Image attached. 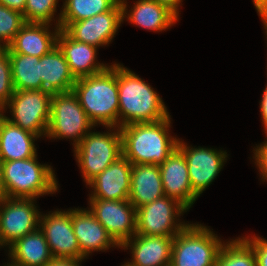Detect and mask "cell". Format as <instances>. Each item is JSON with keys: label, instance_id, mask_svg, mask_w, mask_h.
Here are the masks:
<instances>
[{"label": "cell", "instance_id": "23", "mask_svg": "<svg viewBox=\"0 0 267 266\" xmlns=\"http://www.w3.org/2000/svg\"><path fill=\"white\" fill-rule=\"evenodd\" d=\"M163 196L159 165L132 164L130 203L138 208Z\"/></svg>", "mask_w": 267, "mask_h": 266}, {"label": "cell", "instance_id": "13", "mask_svg": "<svg viewBox=\"0 0 267 266\" xmlns=\"http://www.w3.org/2000/svg\"><path fill=\"white\" fill-rule=\"evenodd\" d=\"M177 147L183 152L188 166L193 193L199 197L216 179L228 157L226 151L204 147H190L178 140Z\"/></svg>", "mask_w": 267, "mask_h": 266}, {"label": "cell", "instance_id": "21", "mask_svg": "<svg viewBox=\"0 0 267 266\" xmlns=\"http://www.w3.org/2000/svg\"><path fill=\"white\" fill-rule=\"evenodd\" d=\"M120 3L122 5L123 22L126 18L131 24L133 23V25L135 24L143 29L162 32L179 21L174 12L154 0H138L129 12L127 11V1L120 0Z\"/></svg>", "mask_w": 267, "mask_h": 266}, {"label": "cell", "instance_id": "25", "mask_svg": "<svg viewBox=\"0 0 267 266\" xmlns=\"http://www.w3.org/2000/svg\"><path fill=\"white\" fill-rule=\"evenodd\" d=\"M8 251L11 264L16 266H46L53 259L40 228L16 240Z\"/></svg>", "mask_w": 267, "mask_h": 266}, {"label": "cell", "instance_id": "15", "mask_svg": "<svg viewBox=\"0 0 267 266\" xmlns=\"http://www.w3.org/2000/svg\"><path fill=\"white\" fill-rule=\"evenodd\" d=\"M132 163L123 155L94 177L88 184L89 199L129 200Z\"/></svg>", "mask_w": 267, "mask_h": 266}, {"label": "cell", "instance_id": "12", "mask_svg": "<svg viewBox=\"0 0 267 266\" xmlns=\"http://www.w3.org/2000/svg\"><path fill=\"white\" fill-rule=\"evenodd\" d=\"M39 228L46 238L53 258L85 259L74 234L72 209L55 210L41 215Z\"/></svg>", "mask_w": 267, "mask_h": 266}, {"label": "cell", "instance_id": "27", "mask_svg": "<svg viewBox=\"0 0 267 266\" xmlns=\"http://www.w3.org/2000/svg\"><path fill=\"white\" fill-rule=\"evenodd\" d=\"M120 0H65L56 27L65 29L71 22L88 19L111 10Z\"/></svg>", "mask_w": 267, "mask_h": 266}, {"label": "cell", "instance_id": "6", "mask_svg": "<svg viewBox=\"0 0 267 266\" xmlns=\"http://www.w3.org/2000/svg\"><path fill=\"white\" fill-rule=\"evenodd\" d=\"M105 128L109 130L103 133L89 131L74 147V155L86 184L123 155L120 127Z\"/></svg>", "mask_w": 267, "mask_h": 266}, {"label": "cell", "instance_id": "30", "mask_svg": "<svg viewBox=\"0 0 267 266\" xmlns=\"http://www.w3.org/2000/svg\"><path fill=\"white\" fill-rule=\"evenodd\" d=\"M59 0H27L23 17L28 23L51 24Z\"/></svg>", "mask_w": 267, "mask_h": 266}, {"label": "cell", "instance_id": "31", "mask_svg": "<svg viewBox=\"0 0 267 266\" xmlns=\"http://www.w3.org/2000/svg\"><path fill=\"white\" fill-rule=\"evenodd\" d=\"M11 62L6 48H0V108L10 101L14 93Z\"/></svg>", "mask_w": 267, "mask_h": 266}, {"label": "cell", "instance_id": "2", "mask_svg": "<svg viewBox=\"0 0 267 266\" xmlns=\"http://www.w3.org/2000/svg\"><path fill=\"white\" fill-rule=\"evenodd\" d=\"M171 116L157 121L120 127L123 156L132 164H162L177 147L179 138L169 132Z\"/></svg>", "mask_w": 267, "mask_h": 266}, {"label": "cell", "instance_id": "29", "mask_svg": "<svg viewBox=\"0 0 267 266\" xmlns=\"http://www.w3.org/2000/svg\"><path fill=\"white\" fill-rule=\"evenodd\" d=\"M25 23L23 14L0 4V48H6Z\"/></svg>", "mask_w": 267, "mask_h": 266}, {"label": "cell", "instance_id": "22", "mask_svg": "<svg viewBox=\"0 0 267 266\" xmlns=\"http://www.w3.org/2000/svg\"><path fill=\"white\" fill-rule=\"evenodd\" d=\"M39 136L0 116V162L28 159L37 155L34 145Z\"/></svg>", "mask_w": 267, "mask_h": 266}, {"label": "cell", "instance_id": "14", "mask_svg": "<svg viewBox=\"0 0 267 266\" xmlns=\"http://www.w3.org/2000/svg\"><path fill=\"white\" fill-rule=\"evenodd\" d=\"M120 1L109 11L88 19L71 22L64 31L74 40L99 48L108 45L116 35L122 18Z\"/></svg>", "mask_w": 267, "mask_h": 266}, {"label": "cell", "instance_id": "7", "mask_svg": "<svg viewBox=\"0 0 267 266\" xmlns=\"http://www.w3.org/2000/svg\"><path fill=\"white\" fill-rule=\"evenodd\" d=\"M95 125L80 105L73 91L52 93L50 101V122L46 137L68 138L77 146Z\"/></svg>", "mask_w": 267, "mask_h": 266}, {"label": "cell", "instance_id": "37", "mask_svg": "<svg viewBox=\"0 0 267 266\" xmlns=\"http://www.w3.org/2000/svg\"><path fill=\"white\" fill-rule=\"evenodd\" d=\"M253 4L261 20H267V0H253Z\"/></svg>", "mask_w": 267, "mask_h": 266}, {"label": "cell", "instance_id": "17", "mask_svg": "<svg viewBox=\"0 0 267 266\" xmlns=\"http://www.w3.org/2000/svg\"><path fill=\"white\" fill-rule=\"evenodd\" d=\"M72 226L84 258L94 251H107L115 246L120 248L89 208L72 209Z\"/></svg>", "mask_w": 267, "mask_h": 266}, {"label": "cell", "instance_id": "11", "mask_svg": "<svg viewBox=\"0 0 267 266\" xmlns=\"http://www.w3.org/2000/svg\"><path fill=\"white\" fill-rule=\"evenodd\" d=\"M89 210L121 247L136 234V208L129 200L89 199Z\"/></svg>", "mask_w": 267, "mask_h": 266}, {"label": "cell", "instance_id": "36", "mask_svg": "<svg viewBox=\"0 0 267 266\" xmlns=\"http://www.w3.org/2000/svg\"><path fill=\"white\" fill-rule=\"evenodd\" d=\"M263 92L264 93L262 94V100L259 103H260L261 119L267 136V85Z\"/></svg>", "mask_w": 267, "mask_h": 266}, {"label": "cell", "instance_id": "24", "mask_svg": "<svg viewBox=\"0 0 267 266\" xmlns=\"http://www.w3.org/2000/svg\"><path fill=\"white\" fill-rule=\"evenodd\" d=\"M40 77L42 90L51 93L72 91L76 82L58 46L40 57Z\"/></svg>", "mask_w": 267, "mask_h": 266}, {"label": "cell", "instance_id": "4", "mask_svg": "<svg viewBox=\"0 0 267 266\" xmlns=\"http://www.w3.org/2000/svg\"><path fill=\"white\" fill-rule=\"evenodd\" d=\"M37 155L0 162L6 194L10 198L36 199L58 190V181L50 165L40 164Z\"/></svg>", "mask_w": 267, "mask_h": 266}, {"label": "cell", "instance_id": "3", "mask_svg": "<svg viewBox=\"0 0 267 266\" xmlns=\"http://www.w3.org/2000/svg\"><path fill=\"white\" fill-rule=\"evenodd\" d=\"M72 91L95 126L118 127L117 70L112 65L100 73L76 79Z\"/></svg>", "mask_w": 267, "mask_h": 266}, {"label": "cell", "instance_id": "28", "mask_svg": "<svg viewBox=\"0 0 267 266\" xmlns=\"http://www.w3.org/2000/svg\"><path fill=\"white\" fill-rule=\"evenodd\" d=\"M215 266H257L251 245L242 237L224 242Z\"/></svg>", "mask_w": 267, "mask_h": 266}, {"label": "cell", "instance_id": "1", "mask_svg": "<svg viewBox=\"0 0 267 266\" xmlns=\"http://www.w3.org/2000/svg\"><path fill=\"white\" fill-rule=\"evenodd\" d=\"M117 70L119 99L118 127L133 123L157 122L170 116L162 98L142 78L124 65Z\"/></svg>", "mask_w": 267, "mask_h": 266}, {"label": "cell", "instance_id": "5", "mask_svg": "<svg viewBox=\"0 0 267 266\" xmlns=\"http://www.w3.org/2000/svg\"><path fill=\"white\" fill-rule=\"evenodd\" d=\"M224 242L203 224H188L173 239L170 266H215Z\"/></svg>", "mask_w": 267, "mask_h": 266}, {"label": "cell", "instance_id": "18", "mask_svg": "<svg viewBox=\"0 0 267 266\" xmlns=\"http://www.w3.org/2000/svg\"><path fill=\"white\" fill-rule=\"evenodd\" d=\"M174 237L135 234L120 248L131 249V262L125 266H170ZM130 247V248H128Z\"/></svg>", "mask_w": 267, "mask_h": 266}, {"label": "cell", "instance_id": "33", "mask_svg": "<svg viewBox=\"0 0 267 266\" xmlns=\"http://www.w3.org/2000/svg\"><path fill=\"white\" fill-rule=\"evenodd\" d=\"M267 140V139H266ZM262 142L254 148L253 159L255 165L258 167L259 172L262 175V181H267V141Z\"/></svg>", "mask_w": 267, "mask_h": 266}, {"label": "cell", "instance_id": "35", "mask_svg": "<svg viewBox=\"0 0 267 266\" xmlns=\"http://www.w3.org/2000/svg\"><path fill=\"white\" fill-rule=\"evenodd\" d=\"M27 0H0V4L24 14Z\"/></svg>", "mask_w": 267, "mask_h": 266}, {"label": "cell", "instance_id": "39", "mask_svg": "<svg viewBox=\"0 0 267 266\" xmlns=\"http://www.w3.org/2000/svg\"><path fill=\"white\" fill-rule=\"evenodd\" d=\"M8 196L6 194V189L3 183V177H2V170L0 167V202L4 199H6Z\"/></svg>", "mask_w": 267, "mask_h": 266}, {"label": "cell", "instance_id": "34", "mask_svg": "<svg viewBox=\"0 0 267 266\" xmlns=\"http://www.w3.org/2000/svg\"><path fill=\"white\" fill-rule=\"evenodd\" d=\"M82 260L85 259L53 258L46 266H81Z\"/></svg>", "mask_w": 267, "mask_h": 266}, {"label": "cell", "instance_id": "41", "mask_svg": "<svg viewBox=\"0 0 267 266\" xmlns=\"http://www.w3.org/2000/svg\"><path fill=\"white\" fill-rule=\"evenodd\" d=\"M4 266H16V265H13V264H11V263L9 262V263H7V265H6V263H5Z\"/></svg>", "mask_w": 267, "mask_h": 266}, {"label": "cell", "instance_id": "16", "mask_svg": "<svg viewBox=\"0 0 267 266\" xmlns=\"http://www.w3.org/2000/svg\"><path fill=\"white\" fill-rule=\"evenodd\" d=\"M159 167L164 195L177 200L189 210L198 197L192 191L183 152L176 147Z\"/></svg>", "mask_w": 267, "mask_h": 266}, {"label": "cell", "instance_id": "40", "mask_svg": "<svg viewBox=\"0 0 267 266\" xmlns=\"http://www.w3.org/2000/svg\"><path fill=\"white\" fill-rule=\"evenodd\" d=\"M263 21V26L264 29L266 30V35H267V20H262Z\"/></svg>", "mask_w": 267, "mask_h": 266}, {"label": "cell", "instance_id": "20", "mask_svg": "<svg viewBox=\"0 0 267 266\" xmlns=\"http://www.w3.org/2000/svg\"><path fill=\"white\" fill-rule=\"evenodd\" d=\"M57 46L63 52L75 79L100 73L109 66L96 62L97 47L72 39L63 29H60Z\"/></svg>", "mask_w": 267, "mask_h": 266}, {"label": "cell", "instance_id": "38", "mask_svg": "<svg viewBox=\"0 0 267 266\" xmlns=\"http://www.w3.org/2000/svg\"><path fill=\"white\" fill-rule=\"evenodd\" d=\"M159 4L165 5L168 7L172 12H174L179 17V6L182 0H154Z\"/></svg>", "mask_w": 267, "mask_h": 266}, {"label": "cell", "instance_id": "26", "mask_svg": "<svg viewBox=\"0 0 267 266\" xmlns=\"http://www.w3.org/2000/svg\"><path fill=\"white\" fill-rule=\"evenodd\" d=\"M14 90H42L40 57L8 53Z\"/></svg>", "mask_w": 267, "mask_h": 266}, {"label": "cell", "instance_id": "32", "mask_svg": "<svg viewBox=\"0 0 267 266\" xmlns=\"http://www.w3.org/2000/svg\"><path fill=\"white\" fill-rule=\"evenodd\" d=\"M243 237L252 247L257 266H267V240L256 235Z\"/></svg>", "mask_w": 267, "mask_h": 266}, {"label": "cell", "instance_id": "8", "mask_svg": "<svg viewBox=\"0 0 267 266\" xmlns=\"http://www.w3.org/2000/svg\"><path fill=\"white\" fill-rule=\"evenodd\" d=\"M51 97L52 93L46 90H15L3 107L2 115L10 123L45 137L50 122ZM7 108L10 109L11 118L4 115Z\"/></svg>", "mask_w": 267, "mask_h": 266}, {"label": "cell", "instance_id": "19", "mask_svg": "<svg viewBox=\"0 0 267 266\" xmlns=\"http://www.w3.org/2000/svg\"><path fill=\"white\" fill-rule=\"evenodd\" d=\"M55 28L51 32L50 24L26 22L6 49L8 53L42 57L57 46L60 27Z\"/></svg>", "mask_w": 267, "mask_h": 266}, {"label": "cell", "instance_id": "9", "mask_svg": "<svg viewBox=\"0 0 267 266\" xmlns=\"http://www.w3.org/2000/svg\"><path fill=\"white\" fill-rule=\"evenodd\" d=\"M187 211L177 200L164 195L136 208V234L174 237L189 224L179 221Z\"/></svg>", "mask_w": 267, "mask_h": 266}, {"label": "cell", "instance_id": "10", "mask_svg": "<svg viewBox=\"0 0 267 266\" xmlns=\"http://www.w3.org/2000/svg\"><path fill=\"white\" fill-rule=\"evenodd\" d=\"M35 199L10 198L0 202V243L9 247L19 238L37 230L41 212Z\"/></svg>", "mask_w": 267, "mask_h": 266}]
</instances>
